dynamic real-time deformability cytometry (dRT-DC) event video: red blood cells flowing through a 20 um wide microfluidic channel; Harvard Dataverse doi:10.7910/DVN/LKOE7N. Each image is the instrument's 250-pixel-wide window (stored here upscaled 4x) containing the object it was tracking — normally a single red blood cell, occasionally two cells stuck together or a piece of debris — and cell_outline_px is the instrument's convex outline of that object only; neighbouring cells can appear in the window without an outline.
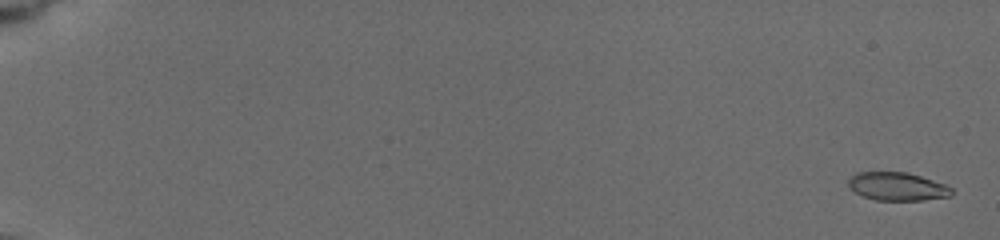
{"species": "common noctule bat (a hibernating species)", "species_latin": "Nyctalus noctula", "temperature_condition": "cold", "stored_images_in_passage": 56, "camera_frame_rate_fps": 3000, "um_per_image_px": 0.085, "animal": {"sex": "female", "body_mass_g": 19.5, "forearm_length_mm": 54.1}, "frame": {"image": 1, "passage_image": 2, "time_ms": 0.333, "image_size_px": [1000, 240], "cell_outline_px": [[952, 196], [920, 200], [876, 200], [864, 196], [848, 188], [848, 180], [856, 172], [908, 172], [944, 184], [952, 188]], "centroid_in_image_um": [76.25, 15.84], "position_along_channel_um": 8.7, "area_um2": 16.88}}
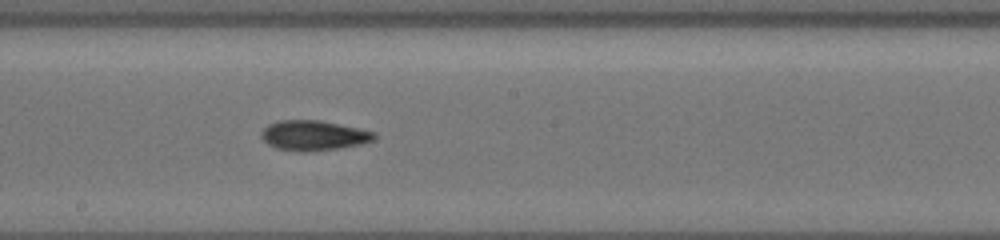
{"frame": {"image": 2, "passage_image": 33, "time_ms": 11.333, "image_size_px": [1000, 240], "cell_outline_px": [[376, 136], [372, 140], [360, 144], [336, 148], [308, 152], [300, 152], [276, 148], [268, 144], [260, 136], [260, 132], [268, 124], [276, 120], [320, 120], [376, 132]], "centroid_in_image_um": [26.6, 11.51], "position_along_channel_um": 221.6, "area_um2": 19.71}}
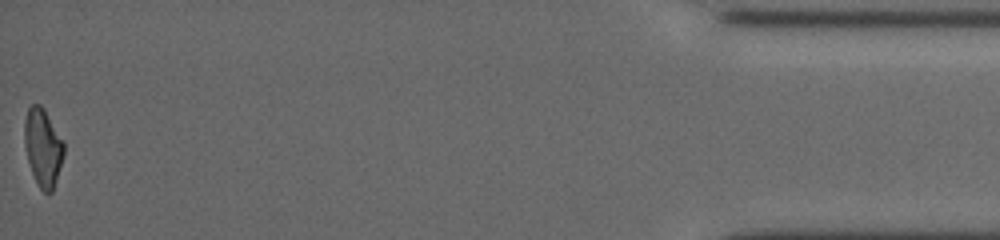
{"frame": {"image": 3, "passage_image": 56, "time_ms": 19.0, "image_size_px": [1000, 240], "cell_outline_px": [[64, 152], [56, 180], [52, 192], [44, 192], [36, 184], [28, 160], [24, 144], [24, 120], [28, 108], [32, 104], [40, 104], [44, 108], [64, 144]], "centroid_in_image_um": [3.62, 12.52], "position_along_channel_um": 431.6, "area_um2": 17.63}, "authors_computed_cell_mechanics": {"area_um2": 18.3226, "velocity_mm_per_s": 3.7635, "shape_relaxation_time_tau1_ms": 5.6424, "shape_relaxation_time_tau2_ms": 5.5798, "deformation_change_tau1": 0.1909, "deformation_change_tau2": 0.1332}}